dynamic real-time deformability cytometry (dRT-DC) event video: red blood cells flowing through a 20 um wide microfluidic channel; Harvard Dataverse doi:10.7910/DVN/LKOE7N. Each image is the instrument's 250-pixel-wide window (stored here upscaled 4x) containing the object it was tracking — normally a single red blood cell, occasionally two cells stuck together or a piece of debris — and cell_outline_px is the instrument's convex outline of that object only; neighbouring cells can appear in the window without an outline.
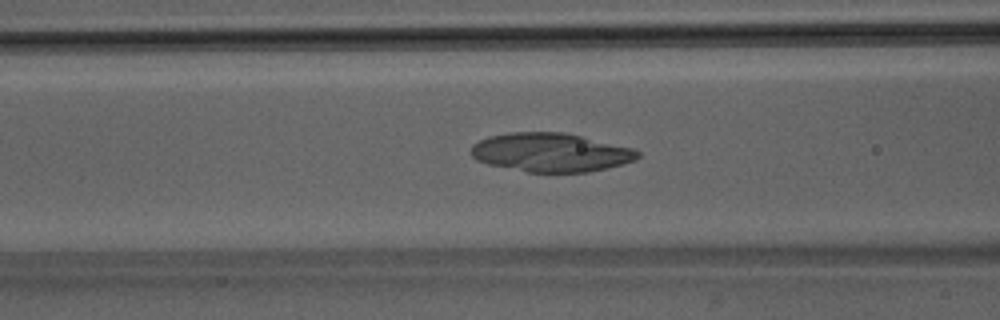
{"species": "Egyptian fruit bat (a non-hibernating species)", "species_latin": "Rousettus aegyptiacus", "temperature_condition": "room temperature", "stored_images_in_passage": 38, "camera_frame_rate_fps": 3000, "um_per_image_px": 0.085, "animal": {"sex": "male"}, "frame": {"image": 1, "passage_image": 8, "time_ms": 2.333, "image_size_px": [1000, 320], "cell_outline_px": [[640, 156], [636, 160], [624, 164], [608, 168], [588, 172], [528, 172], [488, 164], [476, 160], [472, 156], [472, 144], [488, 136], [508, 132], [564, 132], [584, 136], [632, 148], [640, 152]], "centroid_in_image_um": [46.83, 12.95], "position_along_channel_um": 119.8, "area_um2": 37.86}}
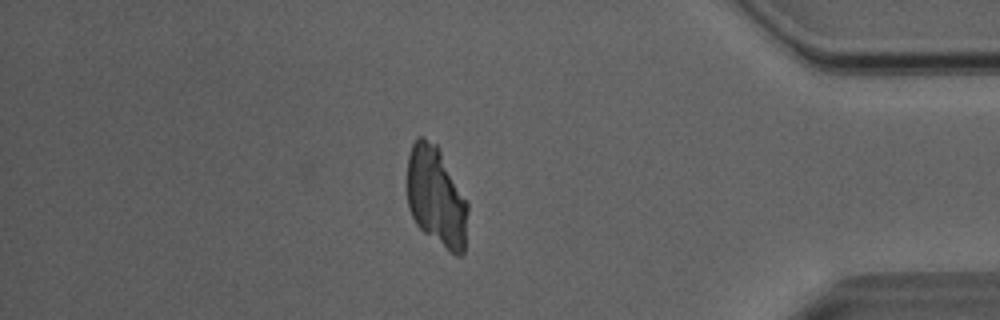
{"frame": {"image": 2, "passage_image": 31, "time_ms": 10.0, "image_size_px": [1000, 320], "cell_outline_px": [[468, 208], [464, 252], [460, 256], [456, 256], [424, 232], [416, 224], [408, 208], [408, 156], [412, 144], [416, 136], [424, 136], [436, 144], [440, 148], [468, 204]], "centroid_in_image_um": [37.08, 16.69], "position_along_channel_um": 398.1, "area_um2": 35.26}}
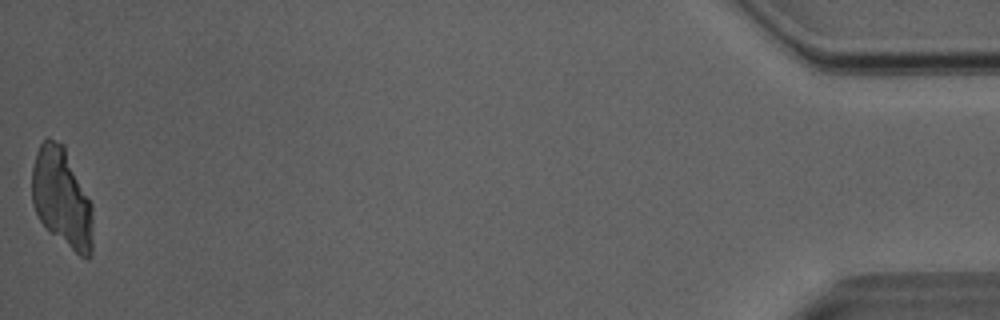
{"frame": {"image": 3, "passage_image": 38, "time_ms": 12.333, "image_size_px": [1000, 320], "cell_outline_px": [[92, 256], [88, 260], [80, 256], [48, 232], [40, 220], [32, 204], [32, 168], [36, 152], [40, 144], [48, 136], [64, 144], [92, 204]], "centroid_in_image_um": [5.26, 16.82], "position_along_channel_um": 429.9, "area_um2": 35.72}}